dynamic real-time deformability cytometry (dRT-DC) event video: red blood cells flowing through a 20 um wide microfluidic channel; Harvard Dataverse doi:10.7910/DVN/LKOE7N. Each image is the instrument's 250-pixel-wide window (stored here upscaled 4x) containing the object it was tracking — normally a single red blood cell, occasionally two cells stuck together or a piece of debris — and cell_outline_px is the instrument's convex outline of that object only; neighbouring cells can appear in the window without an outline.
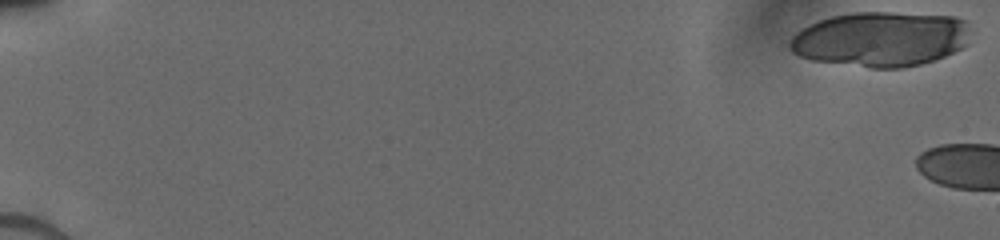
{"species": "human", "species_latin": "Homo sapiens", "temperature_condition": "cold", "stored_images_in_passage": 8, "camera_frame_rate_fps": 3000, "um_per_image_px": 0.085, "donor": {"sex": "male"}, "frame": {"image": 1, "passage_image": 1, "time_ms": 0.0, "image_size_px": [1000, 240], "cell_outline_px": [[968, 44], [944, 56], [920, 64], [904, 68], [872, 68], [812, 60], [800, 56], [792, 52], [788, 44], [792, 36], [796, 32], [820, 20], [832, 16], [852, 12], [892, 12], [952, 16], [964, 20]], "centroid_in_image_um": [74.81, 3.33], "position_along_channel_um": 10.2, "area_um2": 57.45}}